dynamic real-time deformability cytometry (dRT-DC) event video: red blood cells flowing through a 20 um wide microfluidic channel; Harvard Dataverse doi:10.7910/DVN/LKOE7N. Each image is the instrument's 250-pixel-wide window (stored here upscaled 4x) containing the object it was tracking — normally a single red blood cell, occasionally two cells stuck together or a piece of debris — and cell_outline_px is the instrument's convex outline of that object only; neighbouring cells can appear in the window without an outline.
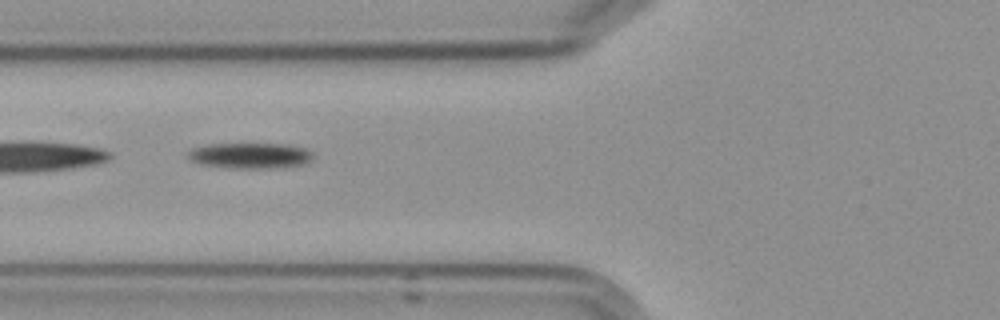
{"species": "Egyptian fruit bat (a non-hibernating species)", "species_latin": "Rousettus aegyptiacus", "temperature_condition": "cold", "stored_images_in_passage": 14, "camera_frame_rate_fps": 3000, "um_per_image_px": 0.085, "frame": {"image": 1, "passage_image": 5, "time_ms": 5.333, "image_size_px": [1000, 320], "cell_outline_px": [[312, 160], [304, 164], [272, 168], [236, 168], [200, 164], [192, 160], [184, 152], [192, 148], [204, 144], [288, 144], [308, 148], [312, 152]], "centroid_in_image_um": [21.26, 13.21], "position_along_channel_um": 104.5, "area_um2": 18.84}}
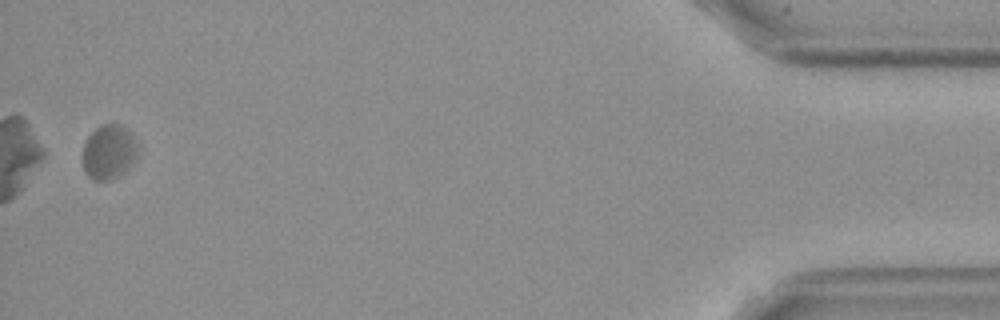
{"frame": {"image": 2, "passage_image": 14, "time_ms": 16.667, "image_size_px": [1000, 320], "cell_outline_px": [[140, 148], [136, 160], [124, 172], [108, 180], [92, 180], [84, 172], [84, 144], [88, 136], [100, 124], [120, 124], [136, 140]], "centroid_in_image_um": [9.28, 12.92], "position_along_channel_um": 425.9, "area_um2": 17.51}}